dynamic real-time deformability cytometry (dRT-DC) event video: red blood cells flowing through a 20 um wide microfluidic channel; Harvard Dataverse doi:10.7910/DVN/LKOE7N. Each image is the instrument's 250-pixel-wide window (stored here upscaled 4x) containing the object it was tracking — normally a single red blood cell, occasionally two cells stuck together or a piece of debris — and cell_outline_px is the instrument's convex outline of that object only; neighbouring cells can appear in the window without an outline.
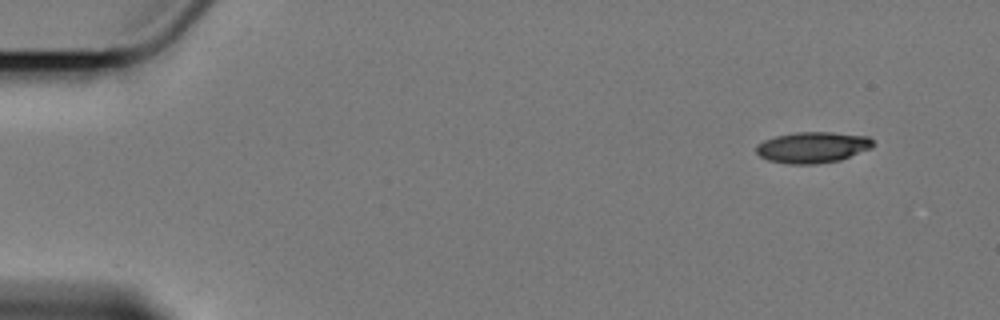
{"species": "Egyptian fruit bat (a non-hibernating species)", "species_latin": "Rousettus aegyptiacus", "temperature_condition": "cold", "stored_images_in_passage": 5, "camera_frame_rate_fps": 3000, "um_per_image_px": 0.085, "animal": {"sex": "female"}, "frame": {"image": 1, "passage_image": 1, "time_ms": 0.0, "image_size_px": [1000, 320], "cell_outline_px": [[876, 144], [872, 148], [840, 160], [816, 164], [788, 164], [768, 160], [760, 156], [756, 152], [756, 144], [764, 140], [776, 136], [796, 132], [832, 132], [868, 136]], "centroid_in_image_um": [69.08, 12.52], "position_along_channel_um": 15.9, "area_um2": 21.27}}
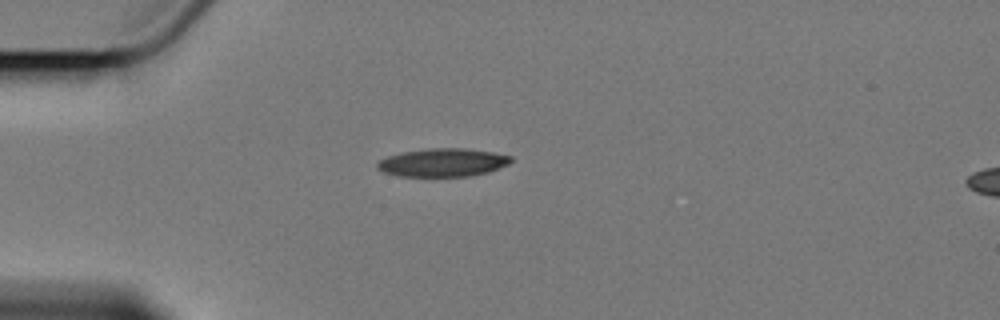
{"frame": {"image": 2, "passage_image": 4, "time_ms": 3.667, "image_size_px": [1000, 320], "cell_outline_px": [[512, 160], [508, 164], [488, 172], [472, 176], [396, 176], [384, 172], [376, 168], [376, 164], [380, 160], [388, 156], [404, 152], [432, 148], [464, 148], [492, 152], [512, 156]], "centroid_in_image_um": [37.64, 13.82], "position_along_channel_um": 47.4, "area_um2": 21.85}}